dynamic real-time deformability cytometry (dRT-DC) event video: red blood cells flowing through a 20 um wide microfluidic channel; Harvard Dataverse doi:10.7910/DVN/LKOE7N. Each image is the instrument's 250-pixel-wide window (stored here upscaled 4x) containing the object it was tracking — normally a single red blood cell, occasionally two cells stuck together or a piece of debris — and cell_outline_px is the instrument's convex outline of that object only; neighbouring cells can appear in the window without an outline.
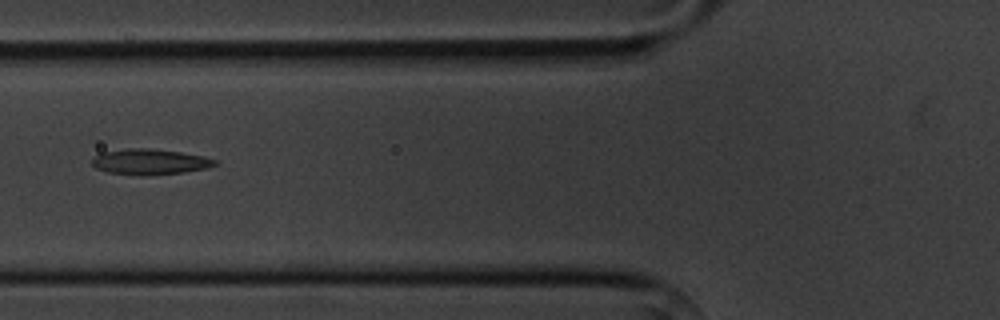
{"species": "common noctule bat (a hibernating species)", "species_latin": "Nyctalus noctula", "temperature_condition": "cold", "stored_images_in_passage": 4, "camera_frame_rate_fps": 3000, "um_per_image_px": 0.085, "animal": {"sex": "male", "body_mass_g": 20.1, "forearm_length_mm": 53.5}, "frame": {"image": 1, "passage_image": 4, "time_ms": 4.333, "image_size_px": [1000, 320], "cell_outline_px": [[216, 164], [204, 168], [184, 172], [148, 176], [140, 176], [108, 172], [96, 168], [92, 164], [92, 156], [100, 152], [128, 148], [152, 148], [180, 152], [204, 156], [216, 160]], "centroid_in_image_um": [12.67, 13.75], "position_along_channel_um": 113.1, "area_um2": 18.5}}